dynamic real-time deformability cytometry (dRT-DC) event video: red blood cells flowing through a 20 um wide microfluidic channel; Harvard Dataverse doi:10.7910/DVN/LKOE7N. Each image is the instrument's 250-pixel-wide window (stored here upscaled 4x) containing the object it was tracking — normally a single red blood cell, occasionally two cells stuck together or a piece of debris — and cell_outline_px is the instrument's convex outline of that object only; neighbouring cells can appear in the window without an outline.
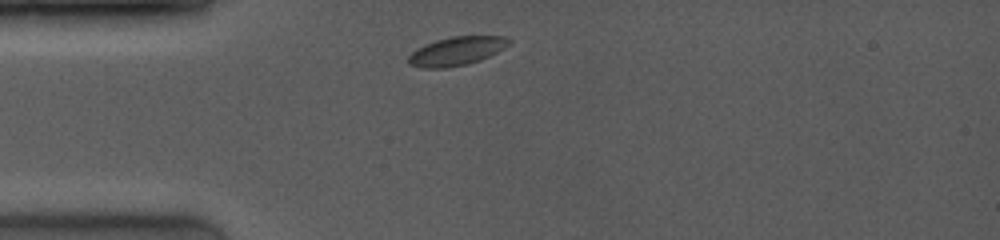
{"species": "common noctule bat (a hibernating species)", "species_latin": "Nyctalus noctula", "temperature_condition": "room temperature", "stored_images_in_passage": 1, "camera_frame_rate_fps": 4000, "um_per_image_px": 0.085, "animal": {"sex": "female", "body_mass_g": 19.0, "forearm_length_mm": 53.3}, "frame": {"image": 1, "passage_image": 1, "time_ms": 0.0, "image_size_px": [1000, 240], "cell_outline_px": [[512, 40], [504, 48], [480, 60], [468, 64], [444, 68], [420, 68], [408, 64], [408, 56], [416, 48], [424, 44], [436, 40], [452, 36], [508, 36]], "centroid_in_image_um": [38.78, 4.34], "position_along_channel_um": 46.2, "area_um2": 16.88}}